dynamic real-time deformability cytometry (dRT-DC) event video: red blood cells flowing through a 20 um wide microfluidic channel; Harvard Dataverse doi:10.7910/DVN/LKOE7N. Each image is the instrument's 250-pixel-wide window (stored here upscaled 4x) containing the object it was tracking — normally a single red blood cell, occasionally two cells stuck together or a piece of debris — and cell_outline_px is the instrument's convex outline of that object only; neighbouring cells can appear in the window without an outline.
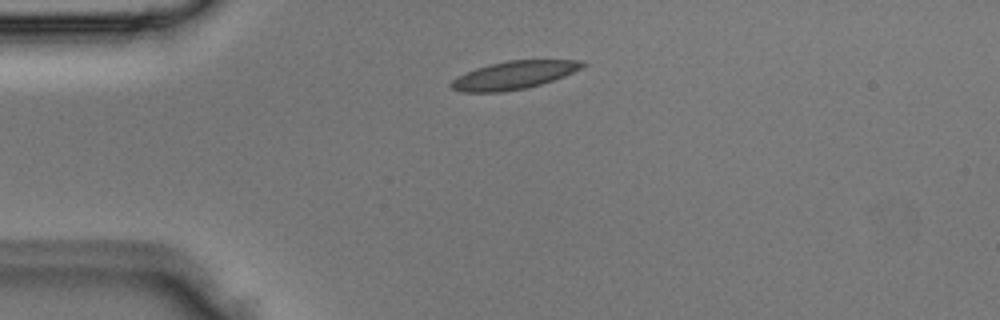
{"species": "Egyptian fruit bat (a non-hibernating species)", "species_latin": "Rousettus aegyptiacus", "temperature_condition": "room temperature", "stored_images_in_passage": 2, "camera_frame_rate_fps": 3000, "um_per_image_px": 0.085, "animal": {"sex": "male"}, "frame": {"image": 1, "passage_image": 1, "time_ms": 0.0, "image_size_px": [1000, 320], "cell_outline_px": [[584, 64], [580, 68], [564, 76], [528, 88], [500, 92], [460, 92], [452, 88], [448, 84], [452, 80], [476, 68], [508, 60], [584, 60]], "centroid_in_image_um": [43.66, 6.39], "position_along_channel_um": 41.3, "area_um2": 21.1}}